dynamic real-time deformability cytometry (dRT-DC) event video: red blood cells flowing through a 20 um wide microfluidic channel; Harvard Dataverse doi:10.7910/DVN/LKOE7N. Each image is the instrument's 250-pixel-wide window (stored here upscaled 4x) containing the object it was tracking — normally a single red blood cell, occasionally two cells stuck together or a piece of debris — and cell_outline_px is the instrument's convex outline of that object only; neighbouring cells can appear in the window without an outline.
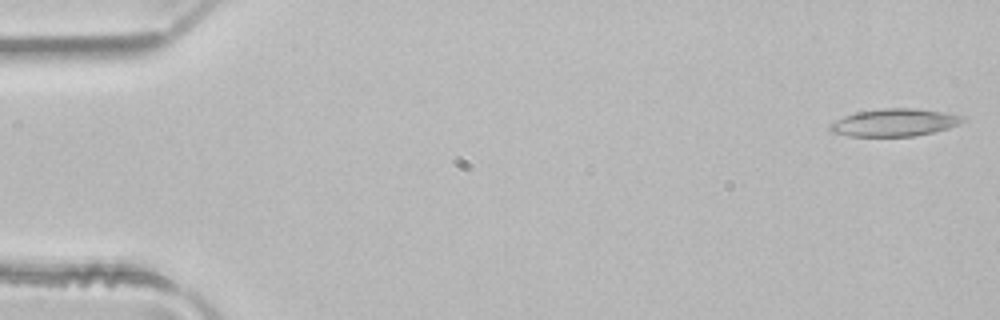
{"species": "common noctule bat (a hibernating species)", "species_latin": "Nyctalus noctula", "temperature_condition": "room temperature", "stored_images_in_passage": 3, "camera_frame_rate_fps": 3000, "um_per_image_px": 0.085, "animal": {"sex": "male", "body_mass_g": 21.5, "forearm_length_mm": 52.0}, "frame": {"image": 1, "passage_image": 1, "time_ms": 0.0, "image_size_px": [1000, 320], "cell_outline_px": [[968, 120], [960, 124], [948, 128], [916, 136], [848, 136], [832, 132], [828, 128], [836, 120], [844, 116], [856, 112], [880, 108], [916, 108], [944, 112], [964, 116]], "centroid_in_image_um": [76.07, 10.41], "position_along_channel_um": 8.9, "area_um2": 21.39}}